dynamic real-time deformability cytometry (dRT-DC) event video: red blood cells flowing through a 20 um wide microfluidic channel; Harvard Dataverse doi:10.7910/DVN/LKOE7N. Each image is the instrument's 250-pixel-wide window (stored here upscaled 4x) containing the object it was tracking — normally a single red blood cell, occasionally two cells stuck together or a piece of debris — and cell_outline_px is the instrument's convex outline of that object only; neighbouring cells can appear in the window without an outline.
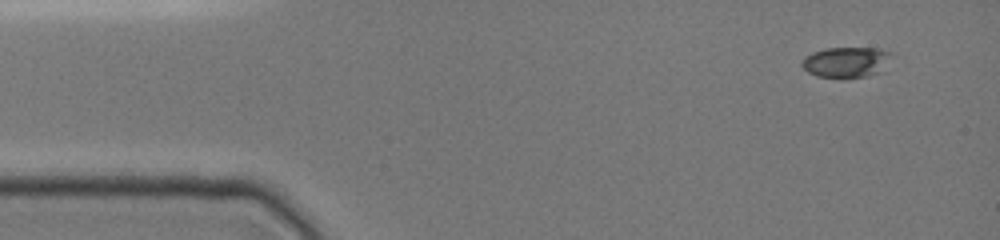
{"species": "common noctule bat (a hibernating species)", "species_latin": "Nyctalus noctula", "temperature_condition": "cold", "stored_images_in_passage": 12, "camera_frame_rate_fps": 3000, "um_per_image_px": 0.085, "animal": {"sex": "female", "body_mass_g": 19.0, "forearm_length_mm": 51.5}, "frame": {"image": 1, "passage_image": 1, "time_ms": 0.0, "image_size_px": [1000, 240], "cell_outline_px": [[896, 56], [884, 72], [868, 76], [844, 80], [816, 76], [808, 72], [800, 64], [804, 56], [812, 52], [828, 48], [880, 48], [892, 52]], "centroid_in_image_um": [72.04, 5.31], "position_along_channel_um": 13.0, "area_um2": 17.05}}
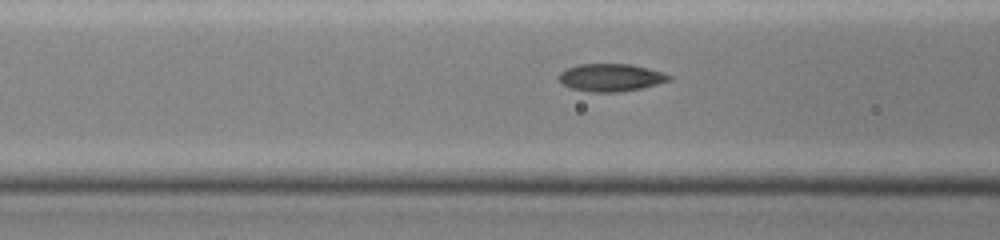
{"frame": {"image": 2, "passage_image": 9, "time_ms": 5.0, "image_size_px": [1000, 240], "cell_outline_px": [[672, 80], [640, 88], [620, 92], [588, 92], [572, 88], [564, 84], [556, 76], [560, 72], [576, 64], [632, 64], [664, 72], [672, 76]], "centroid_in_image_um": [51.93, 6.58], "position_along_channel_um": 114.7, "area_um2": 17.8}}
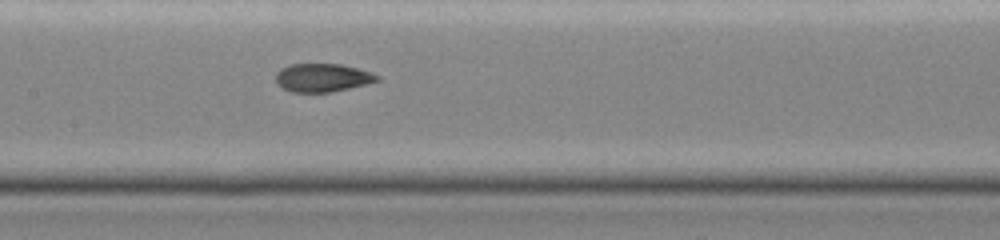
{"frame": {"image": 3, "passage_image": 12, "time_ms": 6.667, "image_size_px": [1000, 240], "cell_outline_px": [[380, 80], [332, 92], [292, 92], [280, 88], [276, 84], [276, 72], [280, 68], [288, 64], [340, 64], [356, 68], [380, 76]], "centroid_in_image_um": [27.33, 6.6], "position_along_channel_um": 180.1, "area_um2": 16.7}}